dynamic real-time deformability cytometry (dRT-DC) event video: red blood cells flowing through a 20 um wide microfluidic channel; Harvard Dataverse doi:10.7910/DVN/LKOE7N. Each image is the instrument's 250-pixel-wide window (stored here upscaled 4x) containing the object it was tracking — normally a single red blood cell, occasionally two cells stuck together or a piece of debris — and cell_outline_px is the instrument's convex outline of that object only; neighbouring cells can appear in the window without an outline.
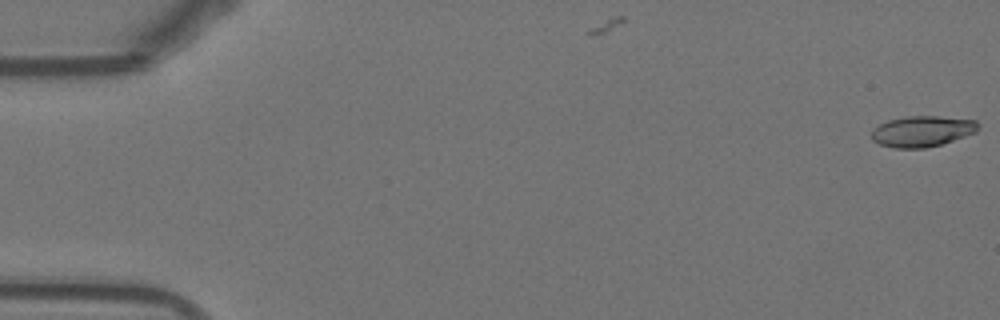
{"species": "Egyptian fruit bat (a non-hibernating species)", "species_latin": "Rousettus aegyptiacus", "temperature_condition": "warm", "stored_images_in_passage": 15, "camera_frame_rate_fps": 3000, "um_per_image_px": 0.085, "animal": {"sex": "female"}, "frame": {"image": 1, "passage_image": 1, "time_ms": 0.0, "image_size_px": [1000, 320], "cell_outline_px": [[980, 124], [976, 132], [940, 144], [924, 148], [892, 148], [880, 144], [872, 140], [872, 128], [888, 120], [908, 116], [936, 116], [976, 120]], "centroid_in_image_um": [78.37, 11.15], "position_along_channel_um": 6.6, "area_um2": 19.07}}